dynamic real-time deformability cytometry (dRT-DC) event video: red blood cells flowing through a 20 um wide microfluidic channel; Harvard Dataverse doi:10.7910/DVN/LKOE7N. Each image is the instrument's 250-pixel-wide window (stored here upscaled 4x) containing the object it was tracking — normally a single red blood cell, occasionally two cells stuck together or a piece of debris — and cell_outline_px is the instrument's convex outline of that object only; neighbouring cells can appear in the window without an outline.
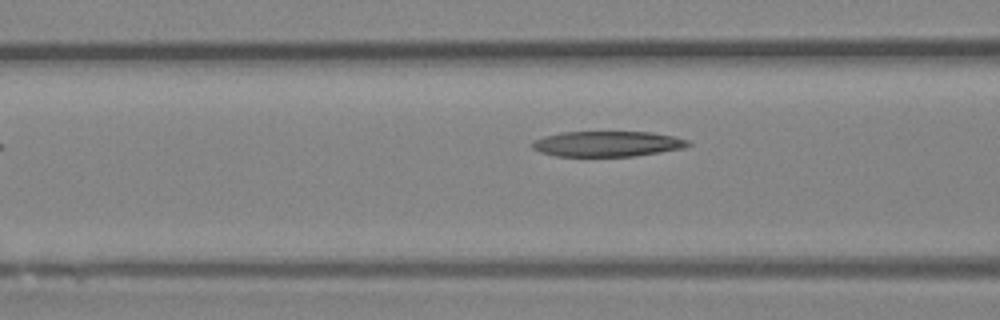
{"species": "Egyptian fruit bat (a non-hibernating species)", "species_latin": "Rousettus aegyptiacus", "temperature_condition": "room temperature", "stored_images_in_passage": 3, "camera_frame_rate_fps": 3000, "um_per_image_px": 0.085, "animal": {"sex": "female"}, "frame": {"image": 1, "passage_image": 3, "time_ms": 0.667, "image_size_px": [1000, 320], "cell_outline_px": [[692, 144], [684, 148], [660, 152], [632, 156], [556, 156], [540, 152], [532, 148], [528, 144], [532, 140], [544, 136], [560, 132], [652, 132], [672, 136], [688, 140]], "centroid_in_image_um": [51.57, 12.22], "position_along_channel_um": 115.0, "area_um2": 23.24}}